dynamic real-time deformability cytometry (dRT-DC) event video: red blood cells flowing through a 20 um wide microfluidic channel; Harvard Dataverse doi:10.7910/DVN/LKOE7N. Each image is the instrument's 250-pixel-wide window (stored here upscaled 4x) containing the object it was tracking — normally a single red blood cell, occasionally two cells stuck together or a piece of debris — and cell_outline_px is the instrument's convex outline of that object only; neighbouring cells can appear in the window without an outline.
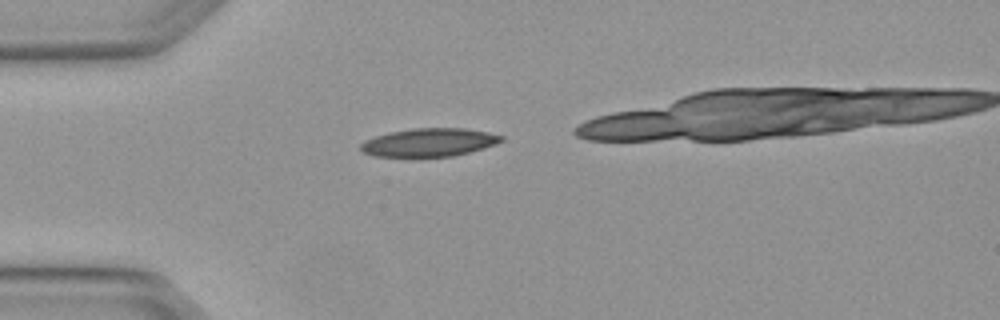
{"species": "Egyptian fruit bat (a non-hibernating species)", "species_latin": "Rousettus aegyptiacus", "temperature_condition": "warm", "stored_images_in_passage": 2, "camera_frame_rate_fps": 3000, "um_per_image_px": 0.085, "animal": {"sex": "female"}, "frame": {"image": 1, "passage_image": 1, "time_ms": 0.0, "image_size_px": [1000, 320], "cell_outline_px": [[504, 140], [496, 144], [484, 148], [452, 156], [372, 156], [364, 152], [360, 148], [360, 144], [364, 140], [376, 136], [392, 132], [412, 128], [464, 128], [488, 132], [504, 136]], "centroid_in_image_um": [36.5, 12.09], "position_along_channel_um": 48.5, "area_um2": 22.95}}